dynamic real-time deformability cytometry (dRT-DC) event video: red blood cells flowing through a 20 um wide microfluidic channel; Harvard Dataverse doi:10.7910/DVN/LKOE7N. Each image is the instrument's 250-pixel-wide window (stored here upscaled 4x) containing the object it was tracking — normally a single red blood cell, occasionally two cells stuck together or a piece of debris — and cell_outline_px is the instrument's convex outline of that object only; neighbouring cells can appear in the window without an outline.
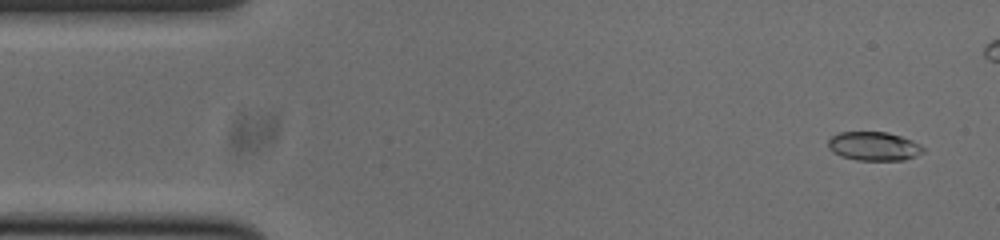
{"species": "common noctule bat (a hibernating species)", "species_latin": "Nyctalus noctula", "temperature_condition": "cold", "stored_images_in_passage": 43, "camera_frame_rate_fps": 3000, "um_per_image_px": 0.085, "animal": {"sex": "male", "body_mass_g": 20.0, "forearm_length_mm": 53.3}, "frame": {"image": 1, "passage_image": 3, "time_ms": 0.667, "image_size_px": [1000, 240], "cell_outline_px": [[924, 152], [904, 160], [856, 160], [840, 156], [832, 152], [828, 148], [828, 140], [832, 136], [840, 132], [888, 132], [912, 140], [920, 144], [924, 148]], "centroid_in_image_um": [74.26, 12.43], "position_along_channel_um": 10.7, "area_um2": 16.01}}
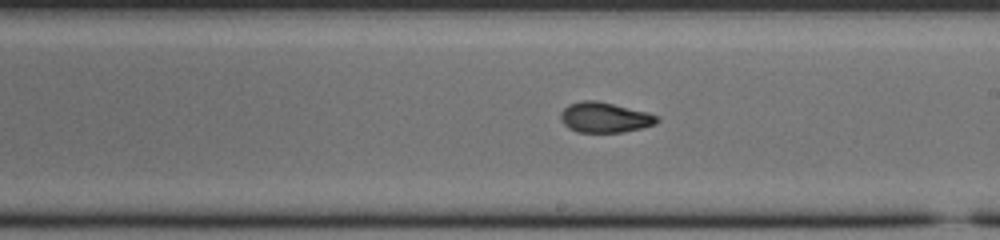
{"frame": {"image": 2, "passage_image": 29, "time_ms": 9.333, "image_size_px": [1000, 240], "cell_outline_px": [[660, 120], [656, 124], [624, 132], [576, 132], [568, 128], [560, 120], [560, 112], [568, 104], [580, 100], [596, 100], [648, 112], [660, 116]], "centroid_in_image_um": [51.39, 9.97], "position_along_channel_um": 237.6, "area_um2": 17.22}}
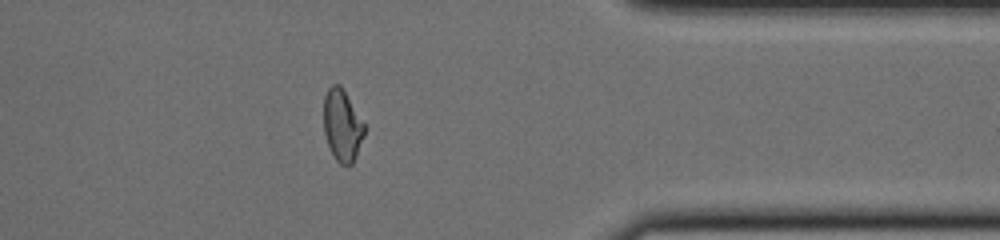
{"frame": {"image": 3, "passage_image": 42, "time_ms": 13.667, "image_size_px": [1000, 240], "cell_outline_px": [[364, 136], [356, 156], [352, 164], [340, 164], [336, 160], [328, 144], [324, 132], [324, 96], [328, 88], [332, 84], [340, 84], [364, 124]], "centroid_in_image_um": [29.08, 10.65], "position_along_channel_um": 382.3, "area_um2": 16.7}}